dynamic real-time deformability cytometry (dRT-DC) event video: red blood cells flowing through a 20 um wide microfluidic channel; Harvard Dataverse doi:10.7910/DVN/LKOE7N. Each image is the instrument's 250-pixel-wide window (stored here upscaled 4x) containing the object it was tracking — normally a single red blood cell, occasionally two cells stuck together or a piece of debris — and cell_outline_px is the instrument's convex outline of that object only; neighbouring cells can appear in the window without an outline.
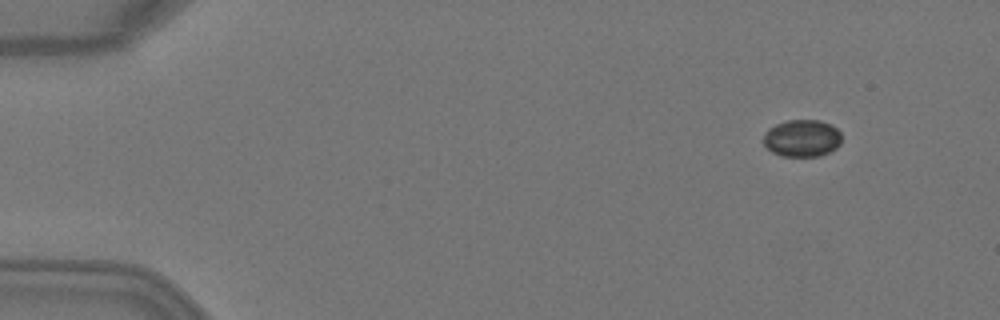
{"species": "Egyptian fruit bat (a non-hibernating species)", "species_latin": "Rousettus aegyptiacus", "temperature_condition": "warm", "stored_images_in_passage": 5, "camera_frame_rate_fps": 3000, "um_per_image_px": 0.085, "animal": {"sex": "female"}, "frame": {"image": 1, "passage_image": 2, "time_ms": 0.333, "image_size_px": [1000, 320], "cell_outline_px": [[840, 144], [836, 148], [820, 156], [780, 156], [772, 152], [764, 144], [764, 132], [768, 128], [776, 124], [788, 120], [820, 120], [832, 124], [840, 132]], "centroid_in_image_um": [68.17, 11.74], "position_along_channel_um": 16.8, "area_um2": 16.99}}